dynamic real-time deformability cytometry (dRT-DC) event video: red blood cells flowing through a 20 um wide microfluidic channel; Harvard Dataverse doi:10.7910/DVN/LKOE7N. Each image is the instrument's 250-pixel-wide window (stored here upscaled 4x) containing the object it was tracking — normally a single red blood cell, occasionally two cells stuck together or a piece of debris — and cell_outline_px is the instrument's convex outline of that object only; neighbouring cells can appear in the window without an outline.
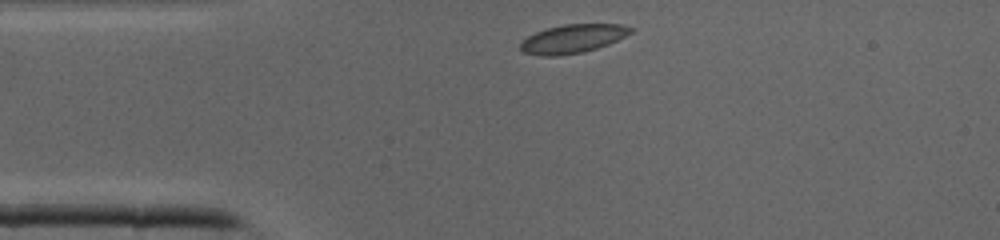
{"species": "common noctule bat (a hibernating species)", "species_latin": "Nyctalus noctula", "temperature_condition": "cold", "stored_images_in_passage": 32, "camera_frame_rate_fps": 3000, "um_per_image_px": 0.085, "animal": {"sex": "male", "body_mass_g": 19.0, "forearm_length_mm": 50.8}, "frame": {"image": 1, "passage_image": 1, "time_ms": 0.0, "image_size_px": [1000, 240], "cell_outline_px": [[636, 28], [632, 32], [608, 44], [584, 52], [560, 56], [540, 56], [524, 52], [520, 48], [520, 44], [528, 36], [536, 32], [548, 28], [564, 24], [620, 24]], "centroid_in_image_um": [48.69, 3.29], "position_along_channel_um": 36.3, "area_um2": 18.32}}
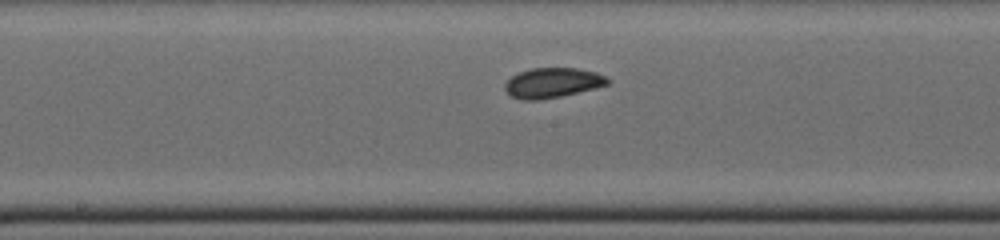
{"frame": {"image": 2, "passage_image": 13, "time_ms": 4.0, "image_size_px": [1000, 240], "cell_outline_px": [[612, 80], [608, 84], [596, 88], [560, 96], [540, 100], [520, 100], [512, 96], [504, 88], [504, 84], [512, 76], [520, 72], [532, 68], [576, 68], [596, 72]], "centroid_in_image_um": [46.97, 7.04], "position_along_channel_um": 201.2, "area_um2": 17.86}}
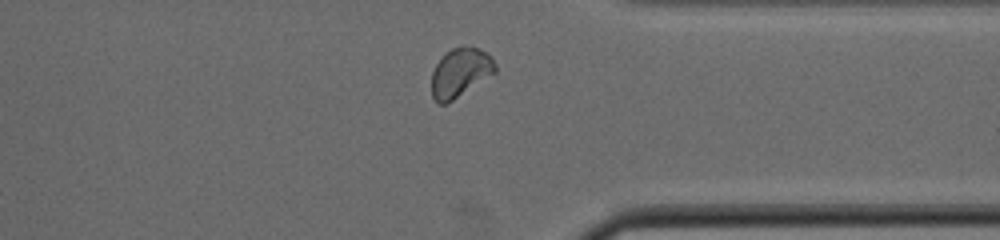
{"frame": {"image": 3, "passage_image": 24, "time_ms": 7.667, "image_size_px": [1000, 240], "cell_outline_px": [[496, 72], [452, 100], [444, 104], [440, 104], [432, 96], [432, 72], [440, 56], [444, 52], [452, 48], [480, 48], [492, 56], [496, 64]], "centroid_in_image_um": [39.12, 6.15], "position_along_channel_um": 372.3, "area_um2": 17.92}}